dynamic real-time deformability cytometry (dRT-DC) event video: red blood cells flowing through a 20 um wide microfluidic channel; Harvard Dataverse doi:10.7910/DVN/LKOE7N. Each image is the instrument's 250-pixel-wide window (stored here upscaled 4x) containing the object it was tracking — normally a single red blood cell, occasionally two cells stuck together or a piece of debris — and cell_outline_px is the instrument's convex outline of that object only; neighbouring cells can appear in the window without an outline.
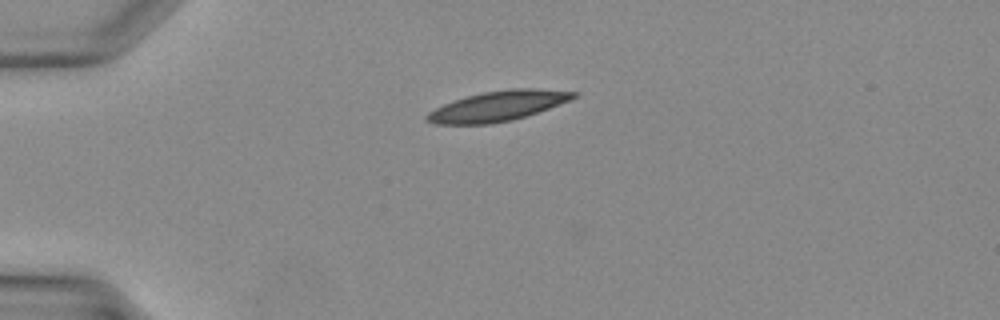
{"species": "Egyptian fruit bat (a non-hibernating species)", "species_latin": "Rousettus aegyptiacus", "temperature_condition": "warm", "stored_images_in_passage": 26, "camera_frame_rate_fps": 3000, "um_per_image_px": 0.085, "animal": {"sex": "female"}, "frame": {"image": 1, "passage_image": 1, "time_ms": 0.0, "image_size_px": [1000, 320], "cell_outline_px": [[580, 96], [572, 100], [512, 120], [488, 124], [436, 124], [424, 120], [424, 116], [428, 112], [444, 104], [468, 96], [484, 92], [512, 88], [536, 88], [580, 92]], "centroid_in_image_um": [42.36, 9.0], "position_along_channel_um": 42.6, "area_um2": 25.61}}
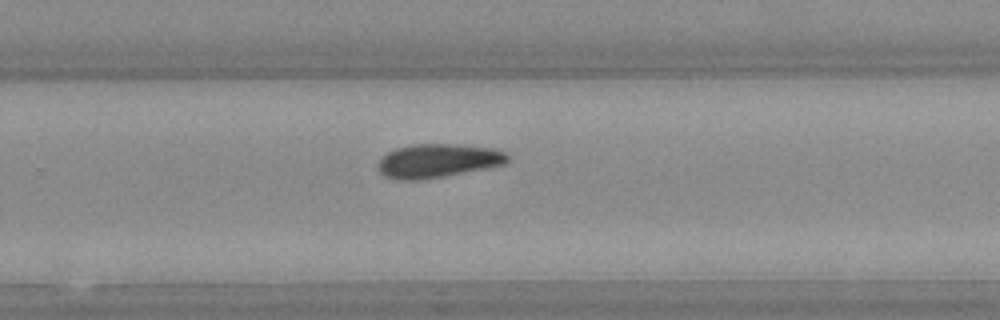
{"frame": {"image": 2, "passage_image": 17, "time_ms": 5.333, "image_size_px": [1000, 320], "cell_outline_px": [[508, 160], [504, 164], [444, 176], [420, 180], [396, 180], [384, 176], [380, 172], [380, 156], [396, 148], [412, 144], [460, 144], [492, 148], [504, 152], [508, 156]], "centroid_in_image_um": [37.18, 13.66], "position_along_channel_um": 292.6, "area_um2": 25.32}}
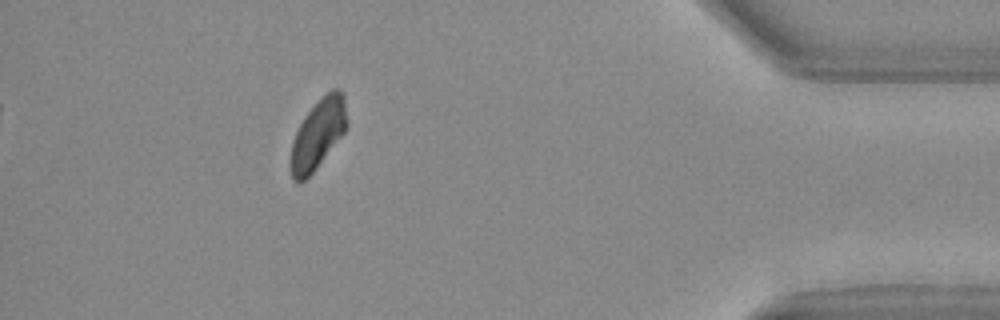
{"frame": {"image": 3, "passage_image": 26, "time_ms": 8.333, "image_size_px": [1000, 320], "cell_outline_px": [[348, 124], [344, 132], [316, 168], [300, 184], [292, 180], [288, 164], [292, 140], [304, 116], [320, 96], [324, 92], [332, 88], [340, 88], [344, 96]], "centroid_in_image_um": [27.0, 11.38], "position_along_channel_um": 408.2, "area_um2": 23.29}}